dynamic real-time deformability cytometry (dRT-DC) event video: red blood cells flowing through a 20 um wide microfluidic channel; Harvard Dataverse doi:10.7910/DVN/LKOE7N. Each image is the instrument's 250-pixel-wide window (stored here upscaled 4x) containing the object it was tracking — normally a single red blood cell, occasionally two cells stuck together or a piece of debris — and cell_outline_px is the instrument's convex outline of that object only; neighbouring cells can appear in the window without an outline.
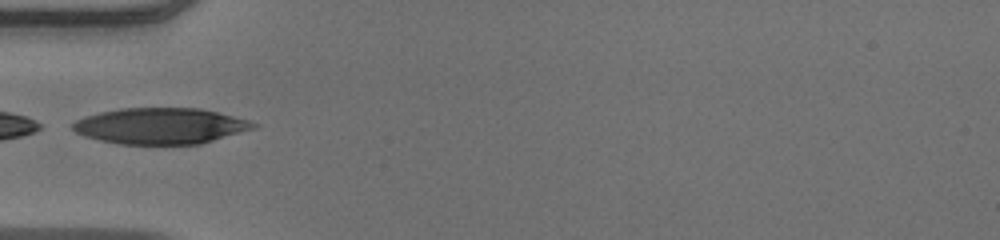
{"species": "human", "species_latin": "Homo sapiens", "temperature_condition": "warm", "stored_images_in_passage": 34, "camera_frame_rate_fps": 3000, "um_per_image_px": 0.085, "donor": {"sex": "male"}, "frame": {"image": 1, "passage_image": 1, "time_ms": 0.0, "image_size_px": [1000, 240], "cell_outline_px": [[260, 124], [256, 128], [200, 144], [120, 144], [88, 136], [76, 132], [72, 128], [72, 124], [76, 120], [84, 116], [100, 112], [120, 108], [200, 108], [248, 120]], "centroid_in_image_um": [13.67, 10.7], "position_along_channel_um": 71.3, "area_um2": 37.69}}
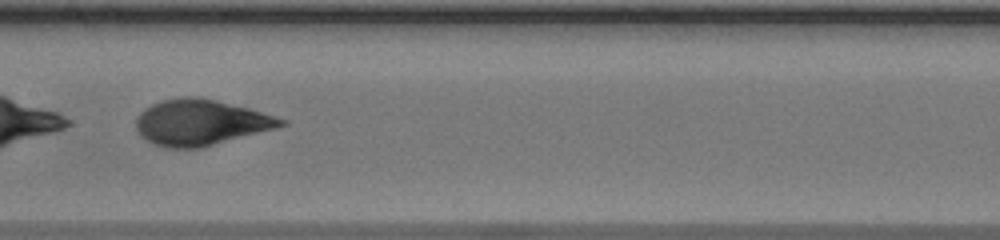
{"frame": {"image": 2, "passage_image": 10, "time_ms": 3.0, "image_size_px": [1000, 240], "cell_outline_px": [[288, 124], [276, 128], [200, 148], [168, 148], [156, 144], [140, 136], [136, 128], [136, 120], [140, 112], [144, 108], [160, 100], [184, 96], [196, 96], [216, 100], [248, 108], [288, 120]], "centroid_in_image_um": [17.04, 10.4], "position_along_channel_um": 190.4, "area_um2": 38.55}, "authors_computed_cell_mechanics": {"area_um2": 38.148, "velocity_mm_per_s": 3.9403, "shape_relaxation_time_tau1_ms": 4.1666, "shape_relaxation_time_tau2_ms": null, "deformation_change_tau1": 0.2237, "deformation_change_tau2": null}}